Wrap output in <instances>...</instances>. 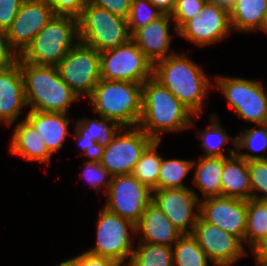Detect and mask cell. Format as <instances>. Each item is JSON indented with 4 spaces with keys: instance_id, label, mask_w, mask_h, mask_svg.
<instances>
[{
    "instance_id": "48",
    "label": "cell",
    "mask_w": 267,
    "mask_h": 266,
    "mask_svg": "<svg viewBox=\"0 0 267 266\" xmlns=\"http://www.w3.org/2000/svg\"><path fill=\"white\" fill-rule=\"evenodd\" d=\"M258 266H267V258H254Z\"/></svg>"
},
{
    "instance_id": "26",
    "label": "cell",
    "mask_w": 267,
    "mask_h": 266,
    "mask_svg": "<svg viewBox=\"0 0 267 266\" xmlns=\"http://www.w3.org/2000/svg\"><path fill=\"white\" fill-rule=\"evenodd\" d=\"M258 128H246L239 135L232 137V144L236 148V155L247 162L255 160H266L267 155L264 153L258 155L257 152L267 153V123L265 124H255ZM247 149L248 152H239L241 150ZM250 151L256 152V154H251Z\"/></svg>"
},
{
    "instance_id": "25",
    "label": "cell",
    "mask_w": 267,
    "mask_h": 266,
    "mask_svg": "<svg viewBox=\"0 0 267 266\" xmlns=\"http://www.w3.org/2000/svg\"><path fill=\"white\" fill-rule=\"evenodd\" d=\"M266 10L267 0H236L229 9L232 31H259Z\"/></svg>"
},
{
    "instance_id": "22",
    "label": "cell",
    "mask_w": 267,
    "mask_h": 266,
    "mask_svg": "<svg viewBox=\"0 0 267 266\" xmlns=\"http://www.w3.org/2000/svg\"><path fill=\"white\" fill-rule=\"evenodd\" d=\"M42 136L46 147L53 155L63 147L69 134L70 119L67 113H48L30 110L25 117Z\"/></svg>"
},
{
    "instance_id": "18",
    "label": "cell",
    "mask_w": 267,
    "mask_h": 266,
    "mask_svg": "<svg viewBox=\"0 0 267 266\" xmlns=\"http://www.w3.org/2000/svg\"><path fill=\"white\" fill-rule=\"evenodd\" d=\"M172 22L171 15L163 14L131 34V39L153 64L176 53L169 52L174 36L169 31Z\"/></svg>"
},
{
    "instance_id": "24",
    "label": "cell",
    "mask_w": 267,
    "mask_h": 266,
    "mask_svg": "<svg viewBox=\"0 0 267 266\" xmlns=\"http://www.w3.org/2000/svg\"><path fill=\"white\" fill-rule=\"evenodd\" d=\"M196 161L193 163V169L195 170L192 181L204 195L201 200L222 196L223 158L200 156Z\"/></svg>"
},
{
    "instance_id": "10",
    "label": "cell",
    "mask_w": 267,
    "mask_h": 266,
    "mask_svg": "<svg viewBox=\"0 0 267 266\" xmlns=\"http://www.w3.org/2000/svg\"><path fill=\"white\" fill-rule=\"evenodd\" d=\"M153 141L139 127H119L104 143L100 163L113 177L131 174L142 153Z\"/></svg>"
},
{
    "instance_id": "21",
    "label": "cell",
    "mask_w": 267,
    "mask_h": 266,
    "mask_svg": "<svg viewBox=\"0 0 267 266\" xmlns=\"http://www.w3.org/2000/svg\"><path fill=\"white\" fill-rule=\"evenodd\" d=\"M13 131L9 141L10 154L19 155L26 161L50 164L52 154L42 136L26 118L19 121Z\"/></svg>"
},
{
    "instance_id": "6",
    "label": "cell",
    "mask_w": 267,
    "mask_h": 266,
    "mask_svg": "<svg viewBox=\"0 0 267 266\" xmlns=\"http://www.w3.org/2000/svg\"><path fill=\"white\" fill-rule=\"evenodd\" d=\"M79 42L103 52L131 39L127 19L86 3L78 18Z\"/></svg>"
},
{
    "instance_id": "38",
    "label": "cell",
    "mask_w": 267,
    "mask_h": 266,
    "mask_svg": "<svg viewBox=\"0 0 267 266\" xmlns=\"http://www.w3.org/2000/svg\"><path fill=\"white\" fill-rule=\"evenodd\" d=\"M80 146V154L86 156L89 161L100 162L104 152V143H98L88 136H79L76 132L72 134Z\"/></svg>"
},
{
    "instance_id": "42",
    "label": "cell",
    "mask_w": 267,
    "mask_h": 266,
    "mask_svg": "<svg viewBox=\"0 0 267 266\" xmlns=\"http://www.w3.org/2000/svg\"><path fill=\"white\" fill-rule=\"evenodd\" d=\"M86 3L104 8L113 14L127 19L132 0H86Z\"/></svg>"
},
{
    "instance_id": "41",
    "label": "cell",
    "mask_w": 267,
    "mask_h": 266,
    "mask_svg": "<svg viewBox=\"0 0 267 266\" xmlns=\"http://www.w3.org/2000/svg\"><path fill=\"white\" fill-rule=\"evenodd\" d=\"M20 54L11 46L6 32L0 30V69H7L18 63Z\"/></svg>"
},
{
    "instance_id": "28",
    "label": "cell",
    "mask_w": 267,
    "mask_h": 266,
    "mask_svg": "<svg viewBox=\"0 0 267 266\" xmlns=\"http://www.w3.org/2000/svg\"><path fill=\"white\" fill-rule=\"evenodd\" d=\"M160 144L161 141L154 140L142 153L131 173L151 190L158 189V177L162 161V155L157 151Z\"/></svg>"
},
{
    "instance_id": "11",
    "label": "cell",
    "mask_w": 267,
    "mask_h": 266,
    "mask_svg": "<svg viewBox=\"0 0 267 266\" xmlns=\"http://www.w3.org/2000/svg\"><path fill=\"white\" fill-rule=\"evenodd\" d=\"M61 79L82 99L100 81V52L78 42L56 66Z\"/></svg>"
},
{
    "instance_id": "17",
    "label": "cell",
    "mask_w": 267,
    "mask_h": 266,
    "mask_svg": "<svg viewBox=\"0 0 267 266\" xmlns=\"http://www.w3.org/2000/svg\"><path fill=\"white\" fill-rule=\"evenodd\" d=\"M54 16L50 5L39 0H25L6 32L11 46L21 54Z\"/></svg>"
},
{
    "instance_id": "5",
    "label": "cell",
    "mask_w": 267,
    "mask_h": 266,
    "mask_svg": "<svg viewBox=\"0 0 267 266\" xmlns=\"http://www.w3.org/2000/svg\"><path fill=\"white\" fill-rule=\"evenodd\" d=\"M78 42V19L55 15L20 54V58L35 65L57 66Z\"/></svg>"
},
{
    "instance_id": "23",
    "label": "cell",
    "mask_w": 267,
    "mask_h": 266,
    "mask_svg": "<svg viewBox=\"0 0 267 266\" xmlns=\"http://www.w3.org/2000/svg\"><path fill=\"white\" fill-rule=\"evenodd\" d=\"M222 196L249 200L252 198L248 162L237 155L223 158Z\"/></svg>"
},
{
    "instance_id": "29",
    "label": "cell",
    "mask_w": 267,
    "mask_h": 266,
    "mask_svg": "<svg viewBox=\"0 0 267 266\" xmlns=\"http://www.w3.org/2000/svg\"><path fill=\"white\" fill-rule=\"evenodd\" d=\"M267 236V201L247 200L245 243L252 249Z\"/></svg>"
},
{
    "instance_id": "2",
    "label": "cell",
    "mask_w": 267,
    "mask_h": 266,
    "mask_svg": "<svg viewBox=\"0 0 267 266\" xmlns=\"http://www.w3.org/2000/svg\"><path fill=\"white\" fill-rule=\"evenodd\" d=\"M153 77L199 117L209 90L214 87L207 73L184 53H175L154 64ZM203 105V106H202Z\"/></svg>"
},
{
    "instance_id": "43",
    "label": "cell",
    "mask_w": 267,
    "mask_h": 266,
    "mask_svg": "<svg viewBox=\"0 0 267 266\" xmlns=\"http://www.w3.org/2000/svg\"><path fill=\"white\" fill-rule=\"evenodd\" d=\"M72 258L77 266H121L111 258L96 256L87 251Z\"/></svg>"
},
{
    "instance_id": "47",
    "label": "cell",
    "mask_w": 267,
    "mask_h": 266,
    "mask_svg": "<svg viewBox=\"0 0 267 266\" xmlns=\"http://www.w3.org/2000/svg\"><path fill=\"white\" fill-rule=\"evenodd\" d=\"M58 266H77L73 258L62 261Z\"/></svg>"
},
{
    "instance_id": "9",
    "label": "cell",
    "mask_w": 267,
    "mask_h": 266,
    "mask_svg": "<svg viewBox=\"0 0 267 266\" xmlns=\"http://www.w3.org/2000/svg\"><path fill=\"white\" fill-rule=\"evenodd\" d=\"M154 64L130 39L118 47L100 52V76L109 81L143 84L153 77Z\"/></svg>"
},
{
    "instance_id": "7",
    "label": "cell",
    "mask_w": 267,
    "mask_h": 266,
    "mask_svg": "<svg viewBox=\"0 0 267 266\" xmlns=\"http://www.w3.org/2000/svg\"><path fill=\"white\" fill-rule=\"evenodd\" d=\"M213 88L222 91L230 108L245 122L267 123V92L262 82L238 77H215Z\"/></svg>"
},
{
    "instance_id": "49",
    "label": "cell",
    "mask_w": 267,
    "mask_h": 266,
    "mask_svg": "<svg viewBox=\"0 0 267 266\" xmlns=\"http://www.w3.org/2000/svg\"><path fill=\"white\" fill-rule=\"evenodd\" d=\"M262 32L264 31V33H267V10L265 11V16H264V20L262 22L261 25V29Z\"/></svg>"
},
{
    "instance_id": "37",
    "label": "cell",
    "mask_w": 267,
    "mask_h": 266,
    "mask_svg": "<svg viewBox=\"0 0 267 266\" xmlns=\"http://www.w3.org/2000/svg\"><path fill=\"white\" fill-rule=\"evenodd\" d=\"M207 0H177L176 6L171 14L173 19L174 31L178 30L190 19L199 15Z\"/></svg>"
},
{
    "instance_id": "45",
    "label": "cell",
    "mask_w": 267,
    "mask_h": 266,
    "mask_svg": "<svg viewBox=\"0 0 267 266\" xmlns=\"http://www.w3.org/2000/svg\"><path fill=\"white\" fill-rule=\"evenodd\" d=\"M251 250L254 258H267V236L260 240Z\"/></svg>"
},
{
    "instance_id": "46",
    "label": "cell",
    "mask_w": 267,
    "mask_h": 266,
    "mask_svg": "<svg viewBox=\"0 0 267 266\" xmlns=\"http://www.w3.org/2000/svg\"><path fill=\"white\" fill-rule=\"evenodd\" d=\"M236 0H207L209 3H214L217 4L218 6H222L226 9H230L231 5L235 2Z\"/></svg>"
},
{
    "instance_id": "1",
    "label": "cell",
    "mask_w": 267,
    "mask_h": 266,
    "mask_svg": "<svg viewBox=\"0 0 267 266\" xmlns=\"http://www.w3.org/2000/svg\"><path fill=\"white\" fill-rule=\"evenodd\" d=\"M193 116V117H192ZM195 115L154 77L142 84V115L138 127L150 138L179 132L194 125Z\"/></svg>"
},
{
    "instance_id": "30",
    "label": "cell",
    "mask_w": 267,
    "mask_h": 266,
    "mask_svg": "<svg viewBox=\"0 0 267 266\" xmlns=\"http://www.w3.org/2000/svg\"><path fill=\"white\" fill-rule=\"evenodd\" d=\"M193 160L164 159L162 157L158 177V189H184L189 188L183 180L193 169Z\"/></svg>"
},
{
    "instance_id": "16",
    "label": "cell",
    "mask_w": 267,
    "mask_h": 266,
    "mask_svg": "<svg viewBox=\"0 0 267 266\" xmlns=\"http://www.w3.org/2000/svg\"><path fill=\"white\" fill-rule=\"evenodd\" d=\"M200 217L245 243L247 200L223 196L201 200Z\"/></svg>"
},
{
    "instance_id": "36",
    "label": "cell",
    "mask_w": 267,
    "mask_h": 266,
    "mask_svg": "<svg viewBox=\"0 0 267 266\" xmlns=\"http://www.w3.org/2000/svg\"><path fill=\"white\" fill-rule=\"evenodd\" d=\"M82 174V178L84 177L85 180H87L86 182L89 183L95 192H101V190L104 193L108 192V188L111 184L112 181V175L102 166V164L100 162H96V161H89L87 160V162L84 165V169H83V173Z\"/></svg>"
},
{
    "instance_id": "31",
    "label": "cell",
    "mask_w": 267,
    "mask_h": 266,
    "mask_svg": "<svg viewBox=\"0 0 267 266\" xmlns=\"http://www.w3.org/2000/svg\"><path fill=\"white\" fill-rule=\"evenodd\" d=\"M127 266H174L172 247L138 242Z\"/></svg>"
},
{
    "instance_id": "44",
    "label": "cell",
    "mask_w": 267,
    "mask_h": 266,
    "mask_svg": "<svg viewBox=\"0 0 267 266\" xmlns=\"http://www.w3.org/2000/svg\"><path fill=\"white\" fill-rule=\"evenodd\" d=\"M162 14L171 15L175 6L176 0H149Z\"/></svg>"
},
{
    "instance_id": "4",
    "label": "cell",
    "mask_w": 267,
    "mask_h": 266,
    "mask_svg": "<svg viewBox=\"0 0 267 266\" xmlns=\"http://www.w3.org/2000/svg\"><path fill=\"white\" fill-rule=\"evenodd\" d=\"M92 111L118 127H138L142 115V84L100 79L88 97Z\"/></svg>"
},
{
    "instance_id": "32",
    "label": "cell",
    "mask_w": 267,
    "mask_h": 266,
    "mask_svg": "<svg viewBox=\"0 0 267 266\" xmlns=\"http://www.w3.org/2000/svg\"><path fill=\"white\" fill-rule=\"evenodd\" d=\"M172 251L174 266H209L211 262L192 234H183Z\"/></svg>"
},
{
    "instance_id": "27",
    "label": "cell",
    "mask_w": 267,
    "mask_h": 266,
    "mask_svg": "<svg viewBox=\"0 0 267 266\" xmlns=\"http://www.w3.org/2000/svg\"><path fill=\"white\" fill-rule=\"evenodd\" d=\"M216 114V115H215ZM210 118V124L206 130H199L197 138L201 139V146L205 151L204 157H231L236 155V149H229V156L225 155L224 144H228L230 136L226 133L224 127L220 125V119L217 118V113H213ZM216 118V119H215Z\"/></svg>"
},
{
    "instance_id": "35",
    "label": "cell",
    "mask_w": 267,
    "mask_h": 266,
    "mask_svg": "<svg viewBox=\"0 0 267 266\" xmlns=\"http://www.w3.org/2000/svg\"><path fill=\"white\" fill-rule=\"evenodd\" d=\"M252 198L267 201V159L248 162ZM257 194V193H261Z\"/></svg>"
},
{
    "instance_id": "14",
    "label": "cell",
    "mask_w": 267,
    "mask_h": 266,
    "mask_svg": "<svg viewBox=\"0 0 267 266\" xmlns=\"http://www.w3.org/2000/svg\"><path fill=\"white\" fill-rule=\"evenodd\" d=\"M200 201L192 188L152 190V202L182 234H192L200 217Z\"/></svg>"
},
{
    "instance_id": "34",
    "label": "cell",
    "mask_w": 267,
    "mask_h": 266,
    "mask_svg": "<svg viewBox=\"0 0 267 266\" xmlns=\"http://www.w3.org/2000/svg\"><path fill=\"white\" fill-rule=\"evenodd\" d=\"M162 15V12L149 0H132L127 18L129 33L132 34L136 29L148 25Z\"/></svg>"
},
{
    "instance_id": "15",
    "label": "cell",
    "mask_w": 267,
    "mask_h": 266,
    "mask_svg": "<svg viewBox=\"0 0 267 266\" xmlns=\"http://www.w3.org/2000/svg\"><path fill=\"white\" fill-rule=\"evenodd\" d=\"M192 236L216 266H232L247 255L243 242L235 235L205 222L199 217Z\"/></svg>"
},
{
    "instance_id": "40",
    "label": "cell",
    "mask_w": 267,
    "mask_h": 266,
    "mask_svg": "<svg viewBox=\"0 0 267 266\" xmlns=\"http://www.w3.org/2000/svg\"><path fill=\"white\" fill-rule=\"evenodd\" d=\"M86 0H55L50 6L55 15L79 18L85 7Z\"/></svg>"
},
{
    "instance_id": "19",
    "label": "cell",
    "mask_w": 267,
    "mask_h": 266,
    "mask_svg": "<svg viewBox=\"0 0 267 266\" xmlns=\"http://www.w3.org/2000/svg\"><path fill=\"white\" fill-rule=\"evenodd\" d=\"M24 80L19 63L0 69V122L10 127L26 108Z\"/></svg>"
},
{
    "instance_id": "39",
    "label": "cell",
    "mask_w": 267,
    "mask_h": 266,
    "mask_svg": "<svg viewBox=\"0 0 267 266\" xmlns=\"http://www.w3.org/2000/svg\"><path fill=\"white\" fill-rule=\"evenodd\" d=\"M25 0H0V30L7 32Z\"/></svg>"
},
{
    "instance_id": "13",
    "label": "cell",
    "mask_w": 267,
    "mask_h": 266,
    "mask_svg": "<svg viewBox=\"0 0 267 266\" xmlns=\"http://www.w3.org/2000/svg\"><path fill=\"white\" fill-rule=\"evenodd\" d=\"M231 33L229 10L209 2L204 4L199 15L187 21L178 30V35L198 48L223 41Z\"/></svg>"
},
{
    "instance_id": "20",
    "label": "cell",
    "mask_w": 267,
    "mask_h": 266,
    "mask_svg": "<svg viewBox=\"0 0 267 266\" xmlns=\"http://www.w3.org/2000/svg\"><path fill=\"white\" fill-rule=\"evenodd\" d=\"M142 243L158 244L172 247L183 235L170 219L151 202L136 224V235Z\"/></svg>"
},
{
    "instance_id": "3",
    "label": "cell",
    "mask_w": 267,
    "mask_h": 266,
    "mask_svg": "<svg viewBox=\"0 0 267 266\" xmlns=\"http://www.w3.org/2000/svg\"><path fill=\"white\" fill-rule=\"evenodd\" d=\"M24 80L26 106L30 110L67 113L80 97L61 79L56 66L35 65L18 59Z\"/></svg>"
},
{
    "instance_id": "33",
    "label": "cell",
    "mask_w": 267,
    "mask_h": 266,
    "mask_svg": "<svg viewBox=\"0 0 267 266\" xmlns=\"http://www.w3.org/2000/svg\"><path fill=\"white\" fill-rule=\"evenodd\" d=\"M75 132L79 136H88L98 143H106L119 129L110 119L99 116V119L83 117L75 122Z\"/></svg>"
},
{
    "instance_id": "50",
    "label": "cell",
    "mask_w": 267,
    "mask_h": 266,
    "mask_svg": "<svg viewBox=\"0 0 267 266\" xmlns=\"http://www.w3.org/2000/svg\"><path fill=\"white\" fill-rule=\"evenodd\" d=\"M41 2H44L47 5H51L55 0H39Z\"/></svg>"
},
{
    "instance_id": "12",
    "label": "cell",
    "mask_w": 267,
    "mask_h": 266,
    "mask_svg": "<svg viewBox=\"0 0 267 266\" xmlns=\"http://www.w3.org/2000/svg\"><path fill=\"white\" fill-rule=\"evenodd\" d=\"M105 202L107 210L136 225L152 202V190L132 174L117 175L112 177Z\"/></svg>"
},
{
    "instance_id": "8",
    "label": "cell",
    "mask_w": 267,
    "mask_h": 266,
    "mask_svg": "<svg viewBox=\"0 0 267 266\" xmlns=\"http://www.w3.org/2000/svg\"><path fill=\"white\" fill-rule=\"evenodd\" d=\"M96 224V244L87 252L111 258L121 266H127L135 247L130 234L136 236V225L105 207L100 210Z\"/></svg>"
}]
</instances>
